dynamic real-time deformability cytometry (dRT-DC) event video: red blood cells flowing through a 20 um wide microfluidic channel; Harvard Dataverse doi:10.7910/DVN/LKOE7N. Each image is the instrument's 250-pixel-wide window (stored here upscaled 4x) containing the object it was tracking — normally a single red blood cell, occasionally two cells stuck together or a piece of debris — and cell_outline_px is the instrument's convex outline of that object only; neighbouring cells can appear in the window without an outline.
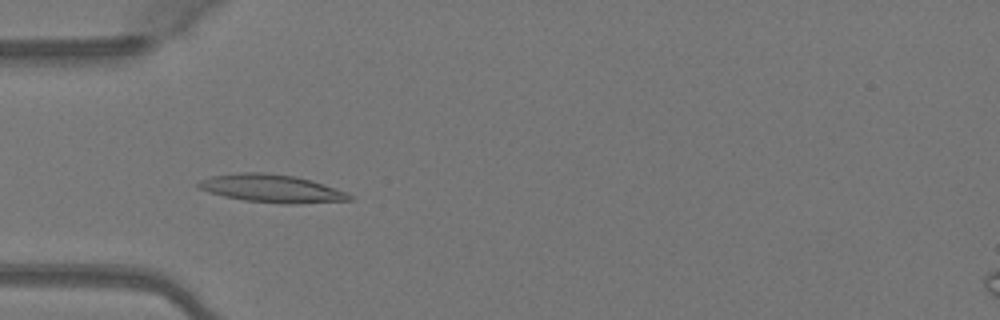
{"species": "Egyptian fruit bat (a non-hibernating species)", "species_latin": "Rousettus aegyptiacus", "temperature_condition": "warm", "stored_images_in_passage": 37, "camera_frame_rate_fps": 3000, "um_per_image_px": 0.085, "animal": {"sex": "female"}, "frame": {"image": 1, "passage_image": 7, "time_ms": 2.0, "image_size_px": [1000, 320], "cell_outline_px": [[352, 200], [292, 204], [244, 200], [224, 196], [208, 192], [200, 188], [196, 184], [200, 180], [212, 176], [240, 172], [264, 172], [296, 176], [312, 180], [348, 192], [352, 196]], "centroid_in_image_um": [23.12, 16.01], "position_along_channel_um": 61.9, "area_um2": 24.51}}
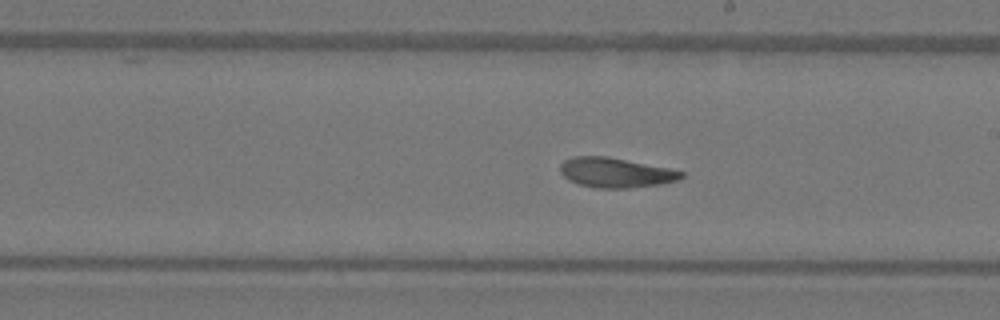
{"frame": {"image": 2, "passage_image": 20, "time_ms": 6.333, "image_size_px": [1000, 320], "cell_outline_px": [[684, 176], [676, 180], [660, 184], [628, 188], [596, 188], [580, 184], [568, 180], [560, 172], [560, 164], [564, 160], [572, 156], [608, 156], [672, 168], [684, 172]], "centroid_in_image_um": [52.33, 14.66], "position_along_channel_um": 236.7, "area_um2": 21.21}}
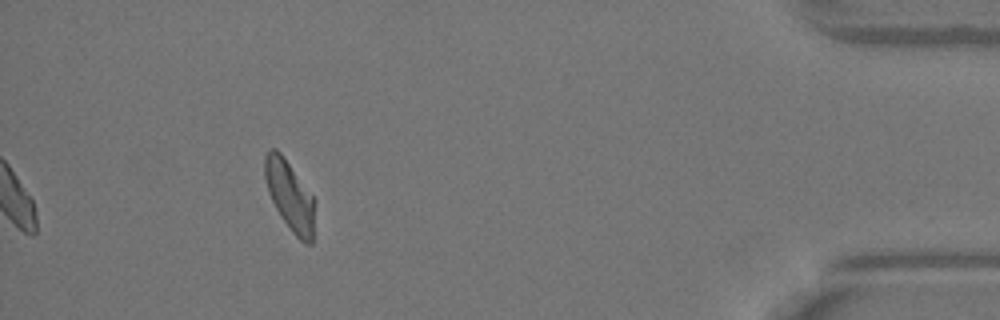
{"frame": {"image": 3, "passage_image": 37, "time_ms": 12.0, "image_size_px": [1000, 320], "cell_outline_px": [[312, 244], [304, 244], [292, 232], [280, 216], [268, 192], [264, 176], [264, 156], [272, 148], [276, 148], [280, 152], [312, 196]], "centroid_in_image_um": [24.57, 16.62], "position_along_channel_um": 410.6, "area_um2": 19.54}, "authors_computed_cell_mechanics": {"area_um2": 21.2126, "velocity_mm_per_s": 4.077, "shape_relaxation_time_tau1_ms": 9.7909, "shape_relaxation_time_tau2_ms": 3.2215, "deformation_change_tau1": 0.2655, "deformation_change_tau2": 0.1026}}